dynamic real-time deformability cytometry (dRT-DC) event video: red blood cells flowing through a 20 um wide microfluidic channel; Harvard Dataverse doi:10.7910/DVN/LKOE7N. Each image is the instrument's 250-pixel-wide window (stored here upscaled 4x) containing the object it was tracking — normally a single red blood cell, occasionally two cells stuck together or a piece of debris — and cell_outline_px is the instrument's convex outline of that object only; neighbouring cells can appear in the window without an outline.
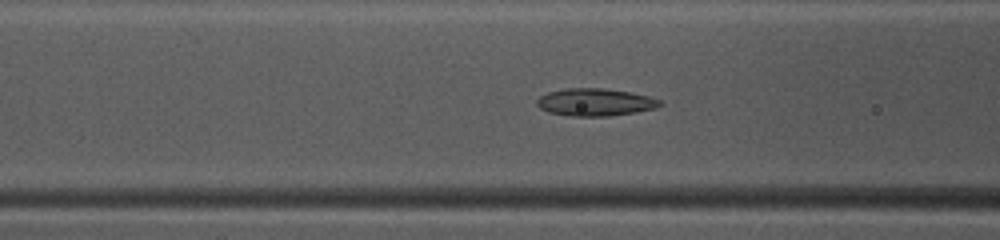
{"species": "common noctule bat (a hibernating species)", "species_latin": "Nyctalus noctula", "temperature_condition": "warm", "stored_images_in_passage": 18, "camera_frame_rate_fps": 3000, "um_per_image_px": 0.085, "animal": {"sex": "female", "body_mass_g": 10.0, "forearm_length_mm": 53.1}, "frame": {"image": 1, "passage_image": 10, "time_ms": 3.0, "image_size_px": [1000, 240], "cell_outline_px": [[664, 104], [656, 108], [636, 112], [608, 116], [572, 116], [548, 112], [540, 108], [536, 104], [536, 100], [540, 96], [548, 92], [564, 88], [604, 88], [628, 92], [648, 96], [660, 100]], "centroid_in_image_um": [50.58, 8.68], "position_along_channel_um": 116.0, "area_um2": 19.71}}
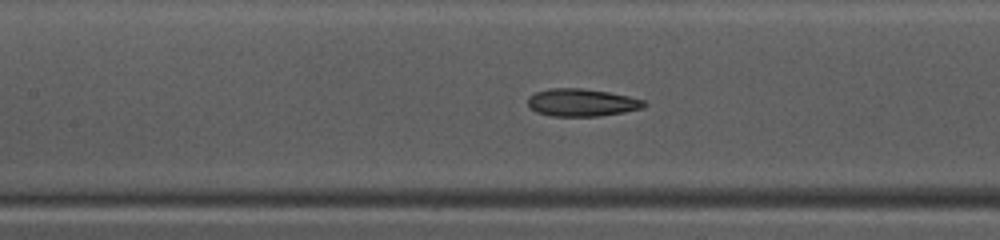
{"frame": {"image": 2, "passage_image": 13, "time_ms": 4.0, "image_size_px": [1000, 240], "cell_outline_px": [[648, 104], [644, 108], [624, 112], [600, 116], [552, 116], [536, 112], [528, 108], [528, 96], [536, 92], [552, 88], [584, 88], [608, 92], [628, 96], [644, 100]], "centroid_in_image_um": [49.45, 8.72], "position_along_channel_um": 157.9, "area_um2": 18.84}}
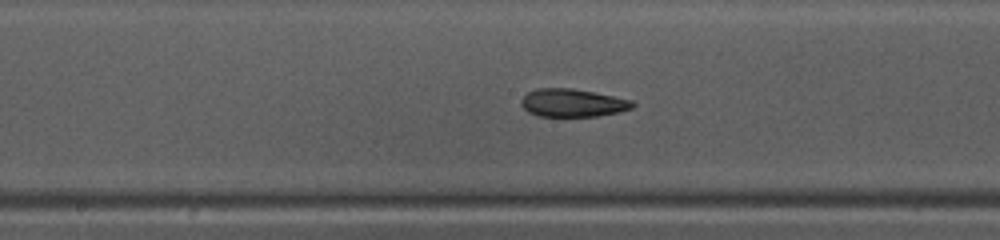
{"frame": {"image": 3, "passage_image": 16, "time_ms": 5.0, "image_size_px": [1000, 240], "cell_outline_px": [[636, 104], [632, 108], [616, 112], [596, 116], [536, 116], [528, 112], [520, 104], [520, 100], [528, 92], [536, 88], [572, 88], [632, 100]], "centroid_in_image_um": [48.62, 8.74], "position_along_channel_um": 199.6, "area_um2": 18.03}}